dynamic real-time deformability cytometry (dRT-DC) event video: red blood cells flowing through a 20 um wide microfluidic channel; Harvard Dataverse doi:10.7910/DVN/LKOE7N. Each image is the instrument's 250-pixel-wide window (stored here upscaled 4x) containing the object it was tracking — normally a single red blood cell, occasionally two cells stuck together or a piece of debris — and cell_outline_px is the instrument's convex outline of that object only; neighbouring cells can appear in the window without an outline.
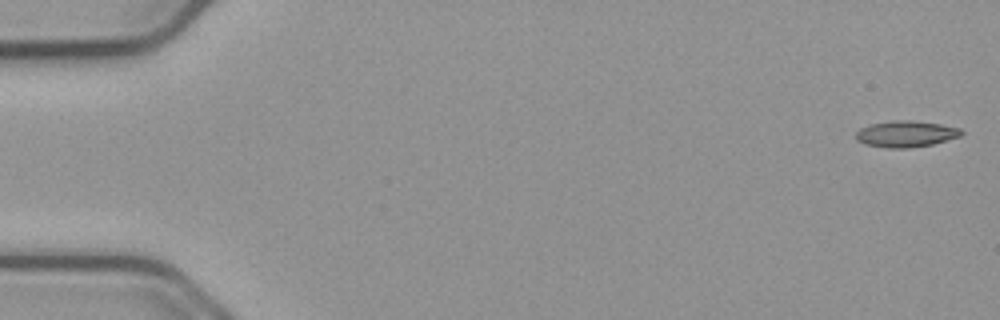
{"species": "common noctule bat (a hibernating species)", "species_latin": "Nyctalus noctula", "temperature_condition": "cold", "stored_images_in_passage": 55, "camera_frame_rate_fps": 3000, "um_per_image_px": 0.085, "animal": {"sex": "male", "body_mass_g": 23.1, "forearm_length_mm": 52.7}, "frame": {"image": 1, "passage_image": 1, "time_ms": 0.0, "image_size_px": [1000, 320], "cell_outline_px": [[964, 132], [960, 136], [932, 144], [908, 148], [888, 148], [864, 144], [856, 140], [856, 132], [860, 128], [872, 124], [892, 120], [912, 120], [940, 124], [960, 128]], "centroid_in_image_um": [76.99, 11.38], "position_along_channel_um": 8.0, "area_um2": 16.13}}
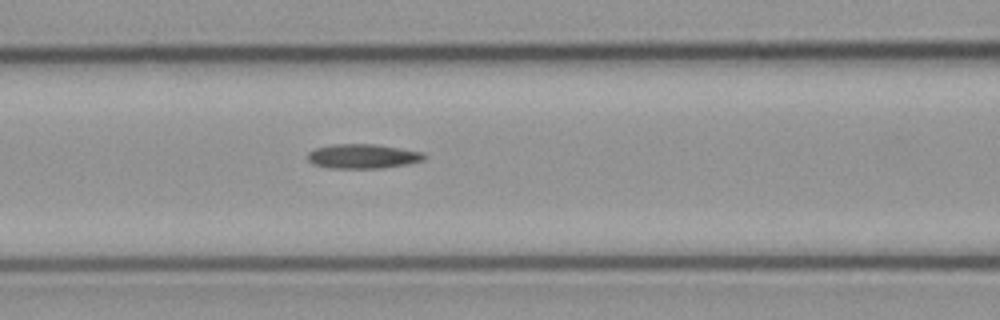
{"frame": {"image": 2, "passage_image": 23, "time_ms": 7.333, "image_size_px": [1000, 320], "cell_outline_px": [[428, 156], [424, 160], [384, 168], [328, 168], [312, 164], [308, 160], [308, 152], [316, 148], [332, 144], [376, 144], [424, 152]], "centroid_in_image_um": [30.84, 13.28], "position_along_channel_um": 135.8, "area_um2": 16.7}}
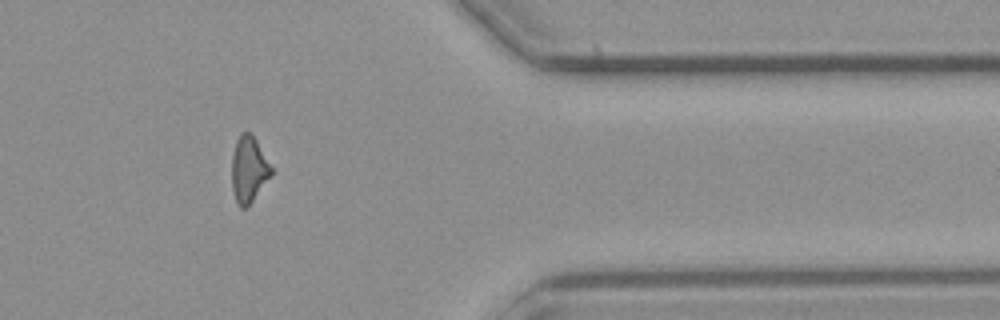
{"frame": {"image": 3, "passage_image": 45, "time_ms": 14.667, "image_size_px": [1000, 320], "cell_outline_px": [[272, 172], [252, 200], [244, 208], [240, 208], [236, 200], [232, 188], [232, 156], [236, 140], [240, 132], [248, 132], [256, 140], [272, 168]], "centroid_in_image_um": [21.11, 14.36], "position_along_channel_um": 390.3, "area_um2": 14.68}}